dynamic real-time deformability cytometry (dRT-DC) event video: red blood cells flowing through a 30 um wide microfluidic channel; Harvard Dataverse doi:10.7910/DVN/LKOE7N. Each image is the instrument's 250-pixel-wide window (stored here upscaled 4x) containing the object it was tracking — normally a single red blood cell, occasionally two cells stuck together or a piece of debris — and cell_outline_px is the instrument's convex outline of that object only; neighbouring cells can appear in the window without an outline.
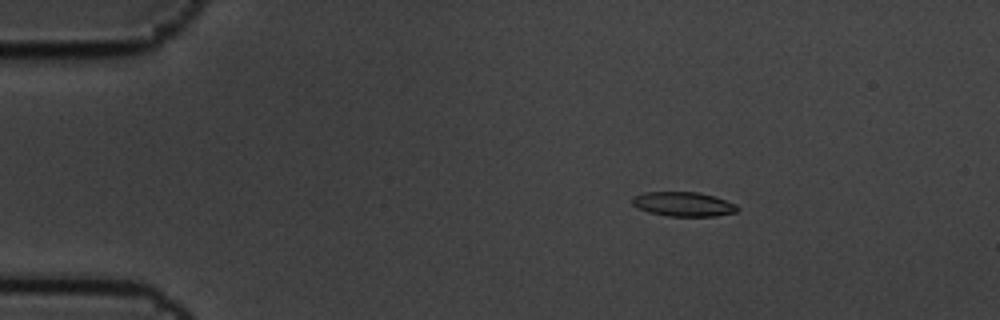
{"species": "common noctule bat (a hibernating species)", "species_latin": "Nyctalus noctula", "temperature_condition": "cold", "stored_images_in_passage": 6, "camera_frame_rate_fps": 3000, "um_per_image_px": 0.085, "animal": {"sex": "male", "body_mass_g": 19.5, "forearm_length_mm": 54.6}, "frame": {"image": 1, "passage_image": 3, "time_ms": 0.667, "image_size_px": [1000, 320], "cell_outline_px": [[740, 208], [736, 212], [716, 216], [668, 216], [648, 212], [636, 208], [632, 204], [632, 196], [644, 192], [696, 192], [716, 196], [736, 204]], "centroid_in_image_um": [58.08, 17.35], "position_along_channel_um": 26.9, "area_um2": 15.14}}
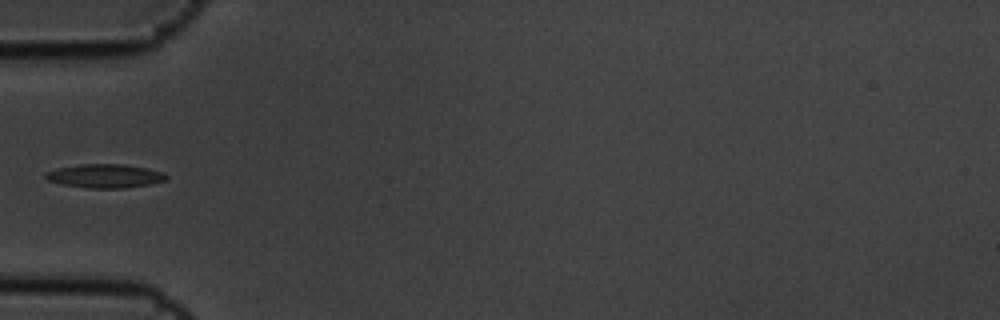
{"frame": {"image": 2, "passage_image": 6, "time_ms": 1.667, "image_size_px": [1000, 320], "cell_outline_px": [[168, 176], [164, 180], [148, 184], [124, 188], [92, 188], [64, 184], [48, 180], [44, 176], [48, 172], [56, 168], [80, 164], [124, 164], [148, 168], [164, 172]], "centroid_in_image_um": [8.95, 14.94], "position_along_channel_um": 76.1, "area_um2": 16.47}}